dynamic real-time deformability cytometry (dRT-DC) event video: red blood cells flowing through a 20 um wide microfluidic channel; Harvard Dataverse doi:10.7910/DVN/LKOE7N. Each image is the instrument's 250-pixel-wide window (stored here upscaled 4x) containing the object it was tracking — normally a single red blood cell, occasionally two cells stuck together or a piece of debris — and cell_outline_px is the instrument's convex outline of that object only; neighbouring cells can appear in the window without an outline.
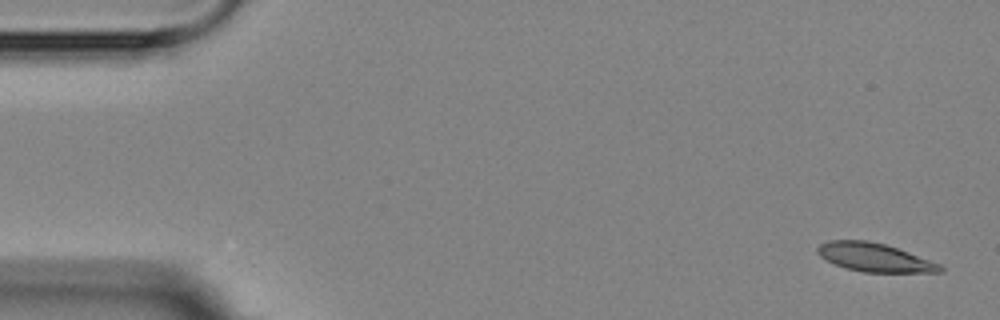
{"species": "Egyptian fruit bat (a non-hibernating species)", "species_latin": "Rousettus aegyptiacus", "temperature_condition": "room temperature", "stored_images_in_passage": 10, "camera_frame_rate_fps": 3000, "um_per_image_px": 0.085, "animal": {"sex": "female"}, "frame": {"image": 1, "passage_image": 1, "time_ms": 0.0, "image_size_px": [1000, 320], "cell_outline_px": [[944, 268], [940, 272], [864, 272], [848, 268], [836, 264], [820, 256], [816, 252], [816, 248], [820, 244], [828, 240], [868, 240], [884, 244], [908, 252], [940, 264]], "centroid_in_image_um": [74.31, 21.87], "position_along_channel_um": 10.7, "area_um2": 20.06}}
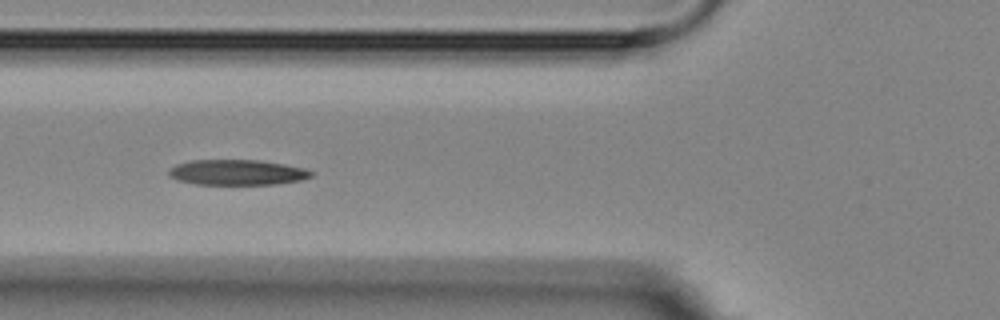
{"frame": {"image": 2, "passage_image": 6, "time_ms": 6.0, "image_size_px": [1000, 320], "cell_outline_px": [[312, 176], [300, 180], [276, 184], [196, 184], [176, 180], [168, 176], [168, 172], [176, 164], [192, 160], [260, 160], [284, 164], [304, 168], [312, 172]], "centroid_in_image_um": [20.13, 14.65], "position_along_channel_um": 105.7, "area_um2": 20.98}}
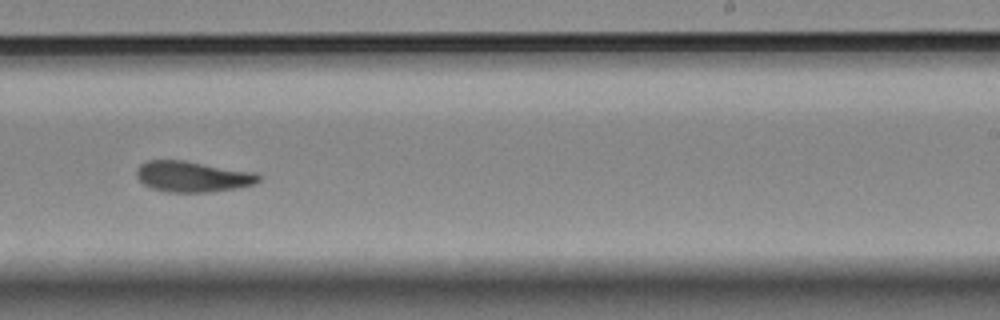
{"frame": {"image": 3, "passage_image": 10, "time_ms": 10.667, "image_size_px": [1000, 320], "cell_outline_px": [[260, 180], [252, 184], [212, 192], [168, 192], [152, 188], [144, 184], [136, 176], [136, 172], [140, 164], [148, 160], [184, 160], [256, 172], [260, 176]], "centroid_in_image_um": [16.35, 15.0], "position_along_channel_um": 272.7, "area_um2": 21.79}}